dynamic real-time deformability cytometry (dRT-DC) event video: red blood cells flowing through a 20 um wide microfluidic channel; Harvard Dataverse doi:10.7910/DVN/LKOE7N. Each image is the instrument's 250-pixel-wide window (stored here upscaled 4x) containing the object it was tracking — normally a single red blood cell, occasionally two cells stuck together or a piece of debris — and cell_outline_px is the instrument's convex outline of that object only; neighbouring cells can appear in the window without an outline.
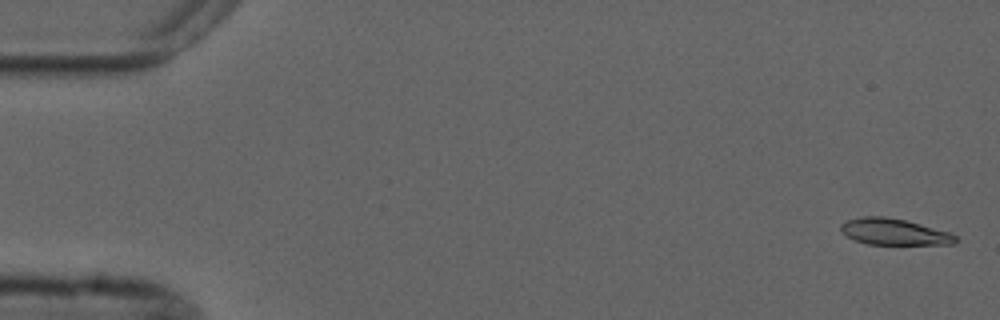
{"species": "common noctule bat (a hibernating species)", "species_latin": "Nyctalus noctula", "temperature_condition": "cold", "stored_images_in_passage": 4, "camera_frame_rate_fps": 3000, "um_per_image_px": 0.085, "animal": {"sex": "male", "forearm_length_mm": 52.5}, "frame": {"image": 1, "passage_image": 1, "time_ms": 0.0, "image_size_px": [1000, 320], "cell_outline_px": [[960, 240], [956, 244], [868, 244], [856, 240], [840, 232], [840, 224], [848, 220], [864, 216], [884, 216], [904, 220], [952, 232]], "centroid_in_image_um": [76.04, 19.7], "position_along_channel_um": 9.0, "area_um2": 17.63}}
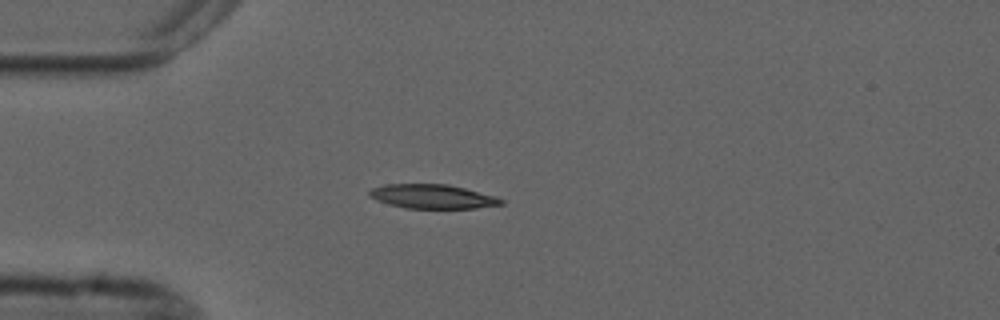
{"frame": {"image": 2, "passage_image": 4, "time_ms": 4.333, "image_size_px": [1000, 320], "cell_outline_px": [[504, 204], [476, 208], [404, 208], [388, 204], [376, 200], [368, 196], [368, 192], [372, 188], [388, 184], [448, 184], [496, 196], [504, 200]], "centroid_in_image_um": [36.75, 16.7], "position_along_channel_um": 48.2, "area_um2": 18.55}}